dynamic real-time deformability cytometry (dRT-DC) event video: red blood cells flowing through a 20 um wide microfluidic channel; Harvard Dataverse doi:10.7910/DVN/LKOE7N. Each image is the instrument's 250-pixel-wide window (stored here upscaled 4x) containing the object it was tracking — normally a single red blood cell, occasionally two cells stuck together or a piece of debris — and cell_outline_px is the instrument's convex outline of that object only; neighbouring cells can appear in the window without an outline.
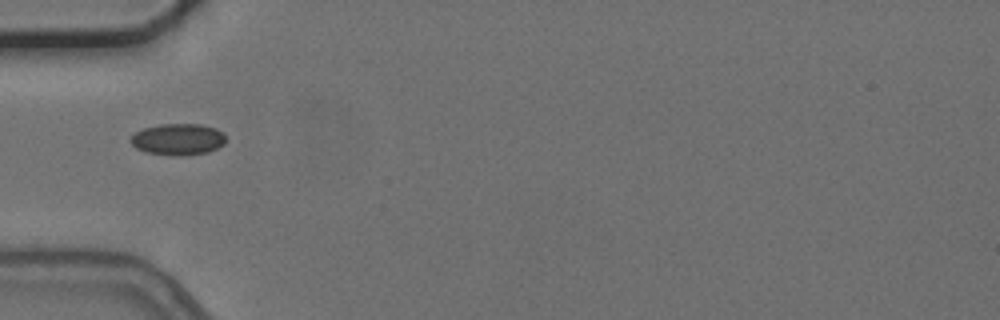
{"species": "common noctule bat (a hibernating species)", "species_latin": "Nyctalus noctula", "temperature_condition": "cold", "stored_images_in_passage": 6, "camera_frame_rate_fps": 3000, "um_per_image_px": 0.085, "animal": {"sex": "female", "body_mass_g": 24.6, "forearm_length_mm": 56.2}, "frame": {"image": 1, "passage_image": 1, "time_ms": 0.0, "image_size_px": [1000, 320], "cell_outline_px": [[224, 144], [208, 152], [184, 156], [172, 156], [144, 152], [136, 148], [128, 140], [136, 132], [144, 128], [160, 124], [200, 124], [216, 128], [224, 132]], "centroid_in_image_um": [15.12, 11.85], "position_along_channel_um": 69.9, "area_um2": 17.63}}
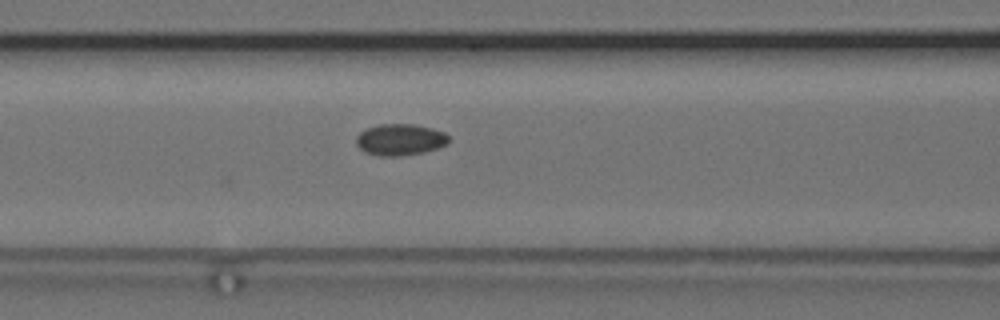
{"frame": {"image": 2, "passage_image": 6, "time_ms": 1.667, "image_size_px": [1000, 320], "cell_outline_px": [[448, 144], [424, 152], [400, 156], [380, 156], [364, 152], [356, 144], [356, 136], [360, 132], [368, 128], [380, 124], [416, 124], [432, 128], [444, 132], [448, 136]], "centroid_in_image_um": [34.0, 11.87], "position_along_channel_um": 132.6, "area_um2": 16.99}}